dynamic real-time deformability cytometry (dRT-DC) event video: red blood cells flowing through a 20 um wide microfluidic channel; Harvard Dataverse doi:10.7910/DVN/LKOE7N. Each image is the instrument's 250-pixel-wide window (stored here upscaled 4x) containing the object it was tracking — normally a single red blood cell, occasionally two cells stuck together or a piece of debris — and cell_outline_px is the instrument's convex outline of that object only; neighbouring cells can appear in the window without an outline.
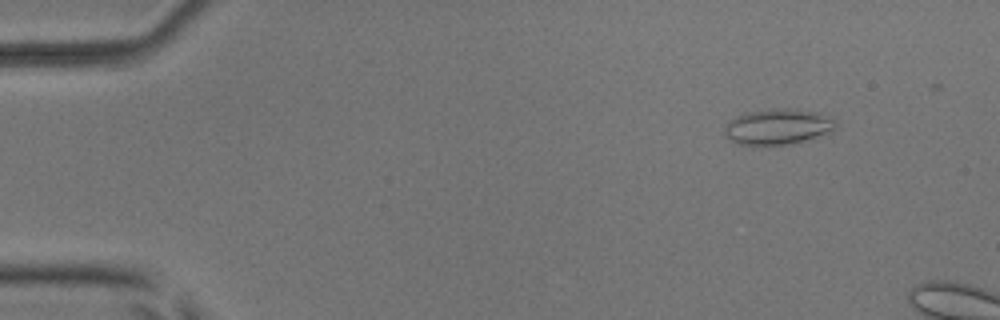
{"species": "common noctule bat (a hibernating species)", "species_latin": "Nyctalus noctula", "temperature_condition": "room temperature", "stored_images_in_passage": 4, "camera_frame_rate_fps": 3000, "um_per_image_px": 0.085, "animal": {"sex": "male", "body_mass_g": 17.9, "forearm_length_mm": 54.2}, "frame": {"image": 1, "passage_image": 2, "time_ms": 1.0, "image_size_px": [1000, 320], "cell_outline_px": [[836, 128], [832, 132], [792, 144], [736, 144], [724, 136], [724, 128], [736, 116], [744, 112], [772, 108], [796, 108], [820, 112], [832, 116], [836, 120]], "centroid_in_image_um": [66.17, 10.74], "position_along_channel_um": 18.8, "area_um2": 23.52}}